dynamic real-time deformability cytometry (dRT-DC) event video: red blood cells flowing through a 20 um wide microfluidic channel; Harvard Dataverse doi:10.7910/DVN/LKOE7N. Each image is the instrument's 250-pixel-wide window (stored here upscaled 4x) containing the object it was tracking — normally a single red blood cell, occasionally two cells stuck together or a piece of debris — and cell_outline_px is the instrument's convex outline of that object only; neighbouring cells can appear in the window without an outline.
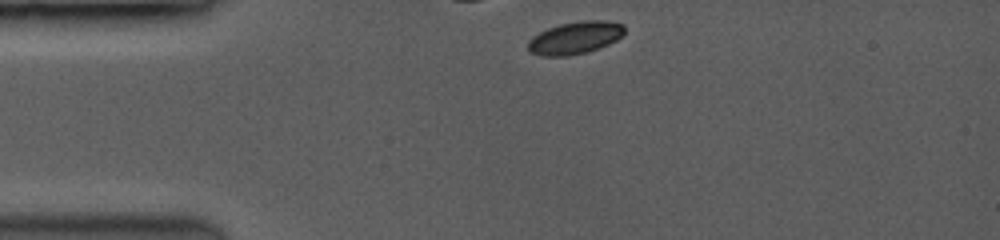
{"species": "common noctule bat (a hibernating species)", "species_latin": "Nyctalus noctula", "temperature_condition": "room temperature", "stored_images_in_passage": 15, "camera_frame_rate_fps": 3500, "um_per_image_px": 0.085, "animal": {"sex": "female", "body_mass_g": 19.0, "forearm_length_mm": 53.3}, "frame": {"image": 1, "passage_image": 1, "time_ms": 0.0, "image_size_px": [1000, 240], "cell_outline_px": [[624, 32], [616, 40], [608, 44], [584, 52], [564, 56], [544, 56], [532, 52], [528, 48], [528, 40], [532, 36], [548, 28], [560, 24], [584, 20], [600, 20], [624, 24]], "centroid_in_image_um": [48.86, 3.2], "position_along_channel_um": 36.1, "area_um2": 17.86}}
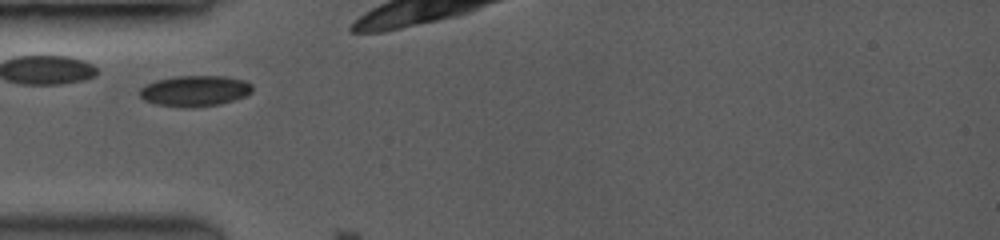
{"frame": {"image": 2, "passage_image": 13, "time_ms": 1.714, "image_size_px": [1000, 240], "cell_outline_px": [[252, 92], [244, 96], [232, 100], [216, 104], [156, 104], [144, 100], [140, 96], [140, 88], [156, 80], [176, 76], [224, 76], [244, 80], [252, 84]], "centroid_in_image_um": [16.59, 7.66], "position_along_channel_um": 68.4, "area_um2": 19.13}}